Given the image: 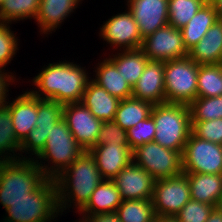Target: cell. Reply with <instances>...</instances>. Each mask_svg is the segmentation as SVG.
I'll use <instances>...</instances> for the list:
<instances>
[{"instance_id":"d6a6232c","label":"cell","mask_w":222,"mask_h":222,"mask_svg":"<svg viewBox=\"0 0 222 222\" xmlns=\"http://www.w3.org/2000/svg\"><path fill=\"white\" fill-rule=\"evenodd\" d=\"M208 0H168V25L183 28Z\"/></svg>"},{"instance_id":"9c48e42d","label":"cell","mask_w":222,"mask_h":222,"mask_svg":"<svg viewBox=\"0 0 222 222\" xmlns=\"http://www.w3.org/2000/svg\"><path fill=\"white\" fill-rule=\"evenodd\" d=\"M182 168L183 173L222 174V145L191 132L182 153Z\"/></svg>"},{"instance_id":"5bb4252c","label":"cell","mask_w":222,"mask_h":222,"mask_svg":"<svg viewBox=\"0 0 222 222\" xmlns=\"http://www.w3.org/2000/svg\"><path fill=\"white\" fill-rule=\"evenodd\" d=\"M103 24L100 28V36L112 47H119V51H121V48L123 50L141 48L143 39L137 22L129 10L112 16Z\"/></svg>"},{"instance_id":"8fae6325","label":"cell","mask_w":222,"mask_h":222,"mask_svg":"<svg viewBox=\"0 0 222 222\" xmlns=\"http://www.w3.org/2000/svg\"><path fill=\"white\" fill-rule=\"evenodd\" d=\"M149 60L169 61L188 56L181 30L166 25L143 39L141 48Z\"/></svg>"},{"instance_id":"74e56055","label":"cell","mask_w":222,"mask_h":222,"mask_svg":"<svg viewBox=\"0 0 222 222\" xmlns=\"http://www.w3.org/2000/svg\"><path fill=\"white\" fill-rule=\"evenodd\" d=\"M191 132L198 138L222 145V118L191 121Z\"/></svg>"},{"instance_id":"30bf717a","label":"cell","mask_w":222,"mask_h":222,"mask_svg":"<svg viewBox=\"0 0 222 222\" xmlns=\"http://www.w3.org/2000/svg\"><path fill=\"white\" fill-rule=\"evenodd\" d=\"M151 200L156 216L175 217L191 200L186 174L155 180Z\"/></svg>"},{"instance_id":"8d00e7d4","label":"cell","mask_w":222,"mask_h":222,"mask_svg":"<svg viewBox=\"0 0 222 222\" xmlns=\"http://www.w3.org/2000/svg\"><path fill=\"white\" fill-rule=\"evenodd\" d=\"M215 206L194 200L188 201L175 216L178 222H206Z\"/></svg>"},{"instance_id":"e575fe53","label":"cell","mask_w":222,"mask_h":222,"mask_svg":"<svg viewBox=\"0 0 222 222\" xmlns=\"http://www.w3.org/2000/svg\"><path fill=\"white\" fill-rule=\"evenodd\" d=\"M155 132L154 119L150 115L127 130L129 147L133 150L137 146L154 141Z\"/></svg>"},{"instance_id":"f546056e","label":"cell","mask_w":222,"mask_h":222,"mask_svg":"<svg viewBox=\"0 0 222 222\" xmlns=\"http://www.w3.org/2000/svg\"><path fill=\"white\" fill-rule=\"evenodd\" d=\"M222 96V66L220 64L199 65L197 97Z\"/></svg>"},{"instance_id":"52a82bcc","label":"cell","mask_w":222,"mask_h":222,"mask_svg":"<svg viewBox=\"0 0 222 222\" xmlns=\"http://www.w3.org/2000/svg\"><path fill=\"white\" fill-rule=\"evenodd\" d=\"M198 69L189 56L164 62L166 103L190 105L197 98Z\"/></svg>"},{"instance_id":"484cf974","label":"cell","mask_w":222,"mask_h":222,"mask_svg":"<svg viewBox=\"0 0 222 222\" xmlns=\"http://www.w3.org/2000/svg\"><path fill=\"white\" fill-rule=\"evenodd\" d=\"M218 20L213 5L207 1L199 11L181 28L183 43L187 51L194 47Z\"/></svg>"},{"instance_id":"2e32d148","label":"cell","mask_w":222,"mask_h":222,"mask_svg":"<svg viewBox=\"0 0 222 222\" xmlns=\"http://www.w3.org/2000/svg\"><path fill=\"white\" fill-rule=\"evenodd\" d=\"M122 200H151L155 179L133 162L113 179Z\"/></svg>"},{"instance_id":"4316f807","label":"cell","mask_w":222,"mask_h":222,"mask_svg":"<svg viewBox=\"0 0 222 222\" xmlns=\"http://www.w3.org/2000/svg\"><path fill=\"white\" fill-rule=\"evenodd\" d=\"M121 52H117V55H113L114 57L110 56L109 59L115 64L123 78L133 87L142 75L149 59L140 48L121 50Z\"/></svg>"},{"instance_id":"60d3db41","label":"cell","mask_w":222,"mask_h":222,"mask_svg":"<svg viewBox=\"0 0 222 222\" xmlns=\"http://www.w3.org/2000/svg\"><path fill=\"white\" fill-rule=\"evenodd\" d=\"M87 222H121L116 212L82 215Z\"/></svg>"},{"instance_id":"f6af8a7d","label":"cell","mask_w":222,"mask_h":222,"mask_svg":"<svg viewBox=\"0 0 222 222\" xmlns=\"http://www.w3.org/2000/svg\"><path fill=\"white\" fill-rule=\"evenodd\" d=\"M215 208L222 212V195L220 196Z\"/></svg>"},{"instance_id":"6da1fadb","label":"cell","mask_w":222,"mask_h":222,"mask_svg":"<svg viewBox=\"0 0 222 222\" xmlns=\"http://www.w3.org/2000/svg\"><path fill=\"white\" fill-rule=\"evenodd\" d=\"M84 70L73 62L49 63L32 80L39 91L30 92L40 99L63 104L80 102L90 81Z\"/></svg>"},{"instance_id":"b9f144b4","label":"cell","mask_w":222,"mask_h":222,"mask_svg":"<svg viewBox=\"0 0 222 222\" xmlns=\"http://www.w3.org/2000/svg\"><path fill=\"white\" fill-rule=\"evenodd\" d=\"M206 222H222V212L214 208Z\"/></svg>"},{"instance_id":"4fadbf2b","label":"cell","mask_w":222,"mask_h":222,"mask_svg":"<svg viewBox=\"0 0 222 222\" xmlns=\"http://www.w3.org/2000/svg\"><path fill=\"white\" fill-rule=\"evenodd\" d=\"M63 119L83 150L88 151L95 146L103 121L97 119L87 107L81 102L64 104Z\"/></svg>"},{"instance_id":"9a60e30c","label":"cell","mask_w":222,"mask_h":222,"mask_svg":"<svg viewBox=\"0 0 222 222\" xmlns=\"http://www.w3.org/2000/svg\"><path fill=\"white\" fill-rule=\"evenodd\" d=\"M142 39L168 25V0H127Z\"/></svg>"},{"instance_id":"ee69618b","label":"cell","mask_w":222,"mask_h":222,"mask_svg":"<svg viewBox=\"0 0 222 222\" xmlns=\"http://www.w3.org/2000/svg\"><path fill=\"white\" fill-rule=\"evenodd\" d=\"M155 222H178L175 217L156 216Z\"/></svg>"},{"instance_id":"d4e9b609","label":"cell","mask_w":222,"mask_h":222,"mask_svg":"<svg viewBox=\"0 0 222 222\" xmlns=\"http://www.w3.org/2000/svg\"><path fill=\"white\" fill-rule=\"evenodd\" d=\"M96 78L92 79L110 95L120 100L132 97V87L119 73L115 64L108 58L97 66Z\"/></svg>"},{"instance_id":"603a6c76","label":"cell","mask_w":222,"mask_h":222,"mask_svg":"<svg viewBox=\"0 0 222 222\" xmlns=\"http://www.w3.org/2000/svg\"><path fill=\"white\" fill-rule=\"evenodd\" d=\"M122 203L120 192L113 180L104 179L91 194L87 204L80 210L82 215L116 212Z\"/></svg>"},{"instance_id":"7dc6e473","label":"cell","mask_w":222,"mask_h":222,"mask_svg":"<svg viewBox=\"0 0 222 222\" xmlns=\"http://www.w3.org/2000/svg\"><path fill=\"white\" fill-rule=\"evenodd\" d=\"M3 2H4V0H0V7L2 6Z\"/></svg>"},{"instance_id":"ba28073f","label":"cell","mask_w":222,"mask_h":222,"mask_svg":"<svg viewBox=\"0 0 222 222\" xmlns=\"http://www.w3.org/2000/svg\"><path fill=\"white\" fill-rule=\"evenodd\" d=\"M133 163L142 167L155 180L183 173L182 153L162 147L155 141L132 150Z\"/></svg>"},{"instance_id":"1f68e13d","label":"cell","mask_w":222,"mask_h":222,"mask_svg":"<svg viewBox=\"0 0 222 222\" xmlns=\"http://www.w3.org/2000/svg\"><path fill=\"white\" fill-rule=\"evenodd\" d=\"M40 0H4L0 7V22L12 23L36 18Z\"/></svg>"},{"instance_id":"d590c367","label":"cell","mask_w":222,"mask_h":222,"mask_svg":"<svg viewBox=\"0 0 222 222\" xmlns=\"http://www.w3.org/2000/svg\"><path fill=\"white\" fill-rule=\"evenodd\" d=\"M11 31L9 23L0 22V69L10 63L18 49V38Z\"/></svg>"},{"instance_id":"8992f818","label":"cell","mask_w":222,"mask_h":222,"mask_svg":"<svg viewBox=\"0 0 222 222\" xmlns=\"http://www.w3.org/2000/svg\"><path fill=\"white\" fill-rule=\"evenodd\" d=\"M6 213L8 216L4 217L3 222H52V219L54 221L59 215L55 180L47 178L26 198L10 203Z\"/></svg>"},{"instance_id":"ab89813d","label":"cell","mask_w":222,"mask_h":222,"mask_svg":"<svg viewBox=\"0 0 222 222\" xmlns=\"http://www.w3.org/2000/svg\"><path fill=\"white\" fill-rule=\"evenodd\" d=\"M0 69V106L7 103V92H9L8 88L10 83L14 82V75L12 73L9 75L7 72ZM9 82V83H8Z\"/></svg>"},{"instance_id":"5b68a950","label":"cell","mask_w":222,"mask_h":222,"mask_svg":"<svg viewBox=\"0 0 222 222\" xmlns=\"http://www.w3.org/2000/svg\"><path fill=\"white\" fill-rule=\"evenodd\" d=\"M85 150L76 142L71 131L69 130L65 120L62 118L58 123L52 126L49 132L44 149L36 157L41 161L52 162V166L43 165L39 160L34 161L38 167L49 179H55L66 168H68L73 161ZM47 159V160H46Z\"/></svg>"},{"instance_id":"277c9868","label":"cell","mask_w":222,"mask_h":222,"mask_svg":"<svg viewBox=\"0 0 222 222\" xmlns=\"http://www.w3.org/2000/svg\"><path fill=\"white\" fill-rule=\"evenodd\" d=\"M154 141L162 147L183 153L192 130L189 105L164 103L154 105Z\"/></svg>"},{"instance_id":"44dd1931","label":"cell","mask_w":222,"mask_h":222,"mask_svg":"<svg viewBox=\"0 0 222 222\" xmlns=\"http://www.w3.org/2000/svg\"><path fill=\"white\" fill-rule=\"evenodd\" d=\"M198 65L220 64L222 58V19H218L205 36L188 51Z\"/></svg>"},{"instance_id":"ffe728a7","label":"cell","mask_w":222,"mask_h":222,"mask_svg":"<svg viewBox=\"0 0 222 222\" xmlns=\"http://www.w3.org/2000/svg\"><path fill=\"white\" fill-rule=\"evenodd\" d=\"M99 120L114 121L120 99L110 95L91 78L80 101Z\"/></svg>"},{"instance_id":"bcb514c9","label":"cell","mask_w":222,"mask_h":222,"mask_svg":"<svg viewBox=\"0 0 222 222\" xmlns=\"http://www.w3.org/2000/svg\"><path fill=\"white\" fill-rule=\"evenodd\" d=\"M81 220V221H80ZM80 220L78 222H87V220L85 219V217H82V219L80 218Z\"/></svg>"},{"instance_id":"3957f363","label":"cell","mask_w":222,"mask_h":222,"mask_svg":"<svg viewBox=\"0 0 222 222\" xmlns=\"http://www.w3.org/2000/svg\"><path fill=\"white\" fill-rule=\"evenodd\" d=\"M46 179L32 156L28 159L0 161V203L6 210L10 203L26 198Z\"/></svg>"},{"instance_id":"83f0119b","label":"cell","mask_w":222,"mask_h":222,"mask_svg":"<svg viewBox=\"0 0 222 222\" xmlns=\"http://www.w3.org/2000/svg\"><path fill=\"white\" fill-rule=\"evenodd\" d=\"M153 104L133 97L120 100L114 121L125 130L151 115Z\"/></svg>"},{"instance_id":"ac0fdd59","label":"cell","mask_w":222,"mask_h":222,"mask_svg":"<svg viewBox=\"0 0 222 222\" xmlns=\"http://www.w3.org/2000/svg\"><path fill=\"white\" fill-rule=\"evenodd\" d=\"M132 97L150 102L153 105L164 104V61L149 60L137 83L132 87Z\"/></svg>"},{"instance_id":"7bdbcfd3","label":"cell","mask_w":222,"mask_h":222,"mask_svg":"<svg viewBox=\"0 0 222 222\" xmlns=\"http://www.w3.org/2000/svg\"><path fill=\"white\" fill-rule=\"evenodd\" d=\"M214 7L218 19H222V0H208Z\"/></svg>"},{"instance_id":"f35d334b","label":"cell","mask_w":222,"mask_h":222,"mask_svg":"<svg viewBox=\"0 0 222 222\" xmlns=\"http://www.w3.org/2000/svg\"><path fill=\"white\" fill-rule=\"evenodd\" d=\"M104 144H128L127 130L122 129L115 121L103 122L95 145Z\"/></svg>"},{"instance_id":"4dcf8cb0","label":"cell","mask_w":222,"mask_h":222,"mask_svg":"<svg viewBox=\"0 0 222 222\" xmlns=\"http://www.w3.org/2000/svg\"><path fill=\"white\" fill-rule=\"evenodd\" d=\"M116 214L121 222H152L156 218L152 200H122Z\"/></svg>"},{"instance_id":"7402d4cb","label":"cell","mask_w":222,"mask_h":222,"mask_svg":"<svg viewBox=\"0 0 222 222\" xmlns=\"http://www.w3.org/2000/svg\"><path fill=\"white\" fill-rule=\"evenodd\" d=\"M81 0H40L36 16L38 27L44 34L52 33L66 17L74 12Z\"/></svg>"},{"instance_id":"836d02e7","label":"cell","mask_w":222,"mask_h":222,"mask_svg":"<svg viewBox=\"0 0 222 222\" xmlns=\"http://www.w3.org/2000/svg\"><path fill=\"white\" fill-rule=\"evenodd\" d=\"M191 121L222 118V96L197 97L190 105Z\"/></svg>"},{"instance_id":"7a4b0ae2","label":"cell","mask_w":222,"mask_h":222,"mask_svg":"<svg viewBox=\"0 0 222 222\" xmlns=\"http://www.w3.org/2000/svg\"><path fill=\"white\" fill-rule=\"evenodd\" d=\"M54 180L57 187L58 210L62 214L68 206H72L73 202L79 212L87 204L98 184L104 179L98 170L94 157L85 150Z\"/></svg>"},{"instance_id":"cb8c5ba5","label":"cell","mask_w":222,"mask_h":222,"mask_svg":"<svg viewBox=\"0 0 222 222\" xmlns=\"http://www.w3.org/2000/svg\"><path fill=\"white\" fill-rule=\"evenodd\" d=\"M191 200L215 206L222 195V174L185 173Z\"/></svg>"},{"instance_id":"d6986e66","label":"cell","mask_w":222,"mask_h":222,"mask_svg":"<svg viewBox=\"0 0 222 222\" xmlns=\"http://www.w3.org/2000/svg\"><path fill=\"white\" fill-rule=\"evenodd\" d=\"M10 110L15 136L22 143L30 131L36 126L38 113V97L30 90L19 95L11 103H6Z\"/></svg>"},{"instance_id":"7c38bea8","label":"cell","mask_w":222,"mask_h":222,"mask_svg":"<svg viewBox=\"0 0 222 222\" xmlns=\"http://www.w3.org/2000/svg\"><path fill=\"white\" fill-rule=\"evenodd\" d=\"M63 103L38 98L36 126L21 143L20 152H28L36 157L44 149L49 132L63 118Z\"/></svg>"},{"instance_id":"e0dca14e","label":"cell","mask_w":222,"mask_h":222,"mask_svg":"<svg viewBox=\"0 0 222 222\" xmlns=\"http://www.w3.org/2000/svg\"><path fill=\"white\" fill-rule=\"evenodd\" d=\"M103 179L113 180L117 174L133 162L132 149L129 144L95 145L88 150Z\"/></svg>"},{"instance_id":"f1b7e54d","label":"cell","mask_w":222,"mask_h":222,"mask_svg":"<svg viewBox=\"0 0 222 222\" xmlns=\"http://www.w3.org/2000/svg\"><path fill=\"white\" fill-rule=\"evenodd\" d=\"M20 148H21V143L18 141V139L15 136L10 110L6 104L1 105L0 106V156H1L0 161L2 162V161H13L16 159H27L28 157L25 158L24 155H21L22 157H19L15 154L16 152L20 151ZM10 152H12L13 155Z\"/></svg>"}]
</instances>
